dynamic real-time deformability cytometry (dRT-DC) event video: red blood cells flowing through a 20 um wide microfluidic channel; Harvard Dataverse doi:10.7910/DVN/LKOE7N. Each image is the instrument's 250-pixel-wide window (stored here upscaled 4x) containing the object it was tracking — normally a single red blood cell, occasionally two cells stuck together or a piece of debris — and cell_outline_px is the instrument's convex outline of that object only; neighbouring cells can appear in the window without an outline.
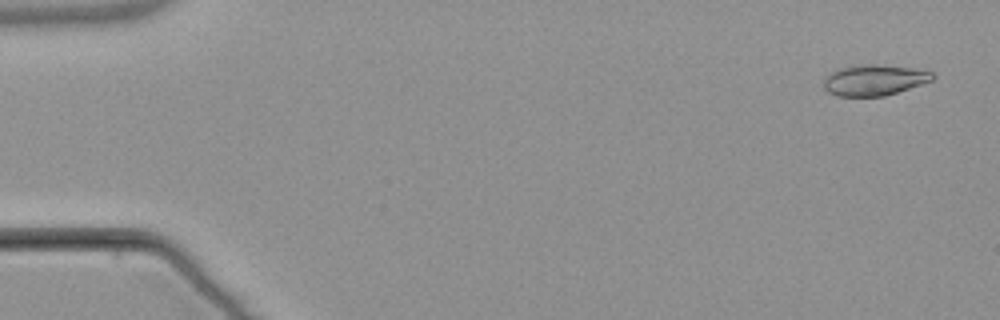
{"species": "common noctule bat (a hibernating species)", "species_latin": "Nyctalus noctula", "temperature_condition": "warm", "stored_images_in_passage": 4, "camera_frame_rate_fps": 3000, "um_per_image_px": 0.085, "animal": {"sex": "male", "body_mass_g": 21.5, "forearm_length_mm": 52.0}, "frame": {"image": 1, "passage_image": 1, "time_ms": 0.0, "image_size_px": [1000, 320], "cell_outline_px": [[936, 76], [932, 80], [884, 96], [836, 96], [828, 92], [824, 88], [824, 80], [832, 72], [840, 68], [868, 64], [876, 64], [912, 68], [932, 72]], "centroid_in_image_um": [74.3, 6.81], "position_along_channel_um": 10.7, "area_um2": 19.19}}
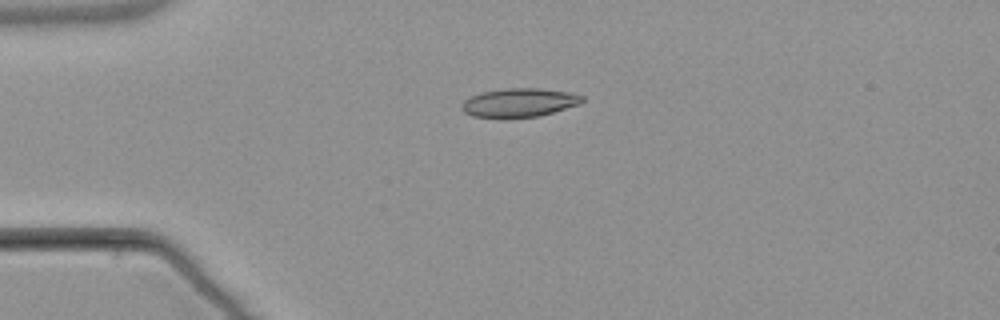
{"frame": {"image": 2, "passage_image": 4, "time_ms": 3.667, "image_size_px": [1000, 320], "cell_outline_px": [[584, 100], [580, 104], [540, 116], [472, 116], [464, 112], [460, 108], [460, 104], [464, 100], [480, 92], [508, 88], [540, 88], [572, 92], [584, 96]], "centroid_in_image_um": [44.17, 8.69], "position_along_channel_um": 40.8, "area_um2": 19.94}}